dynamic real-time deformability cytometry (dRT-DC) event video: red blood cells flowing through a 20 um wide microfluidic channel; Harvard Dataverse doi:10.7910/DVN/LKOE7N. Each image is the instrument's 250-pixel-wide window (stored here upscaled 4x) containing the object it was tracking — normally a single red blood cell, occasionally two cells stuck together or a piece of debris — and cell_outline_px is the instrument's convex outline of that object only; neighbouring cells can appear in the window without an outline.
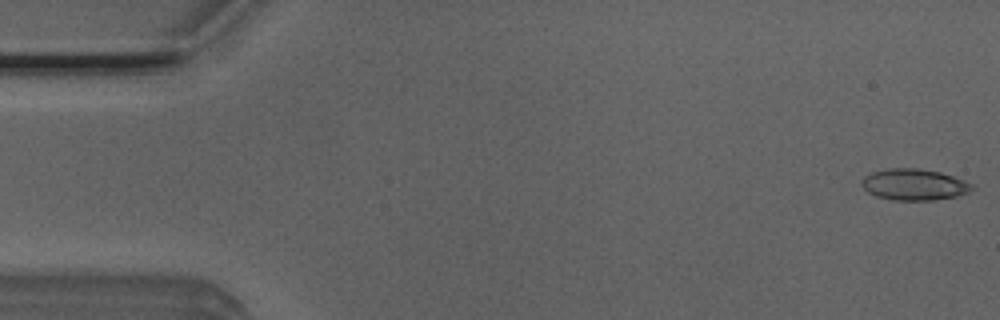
{"species": "Egyptian fruit bat (a non-hibernating species)", "species_latin": "Rousettus aegyptiacus", "temperature_condition": "room temperature", "stored_images_in_passage": 4, "camera_frame_rate_fps": 3000, "um_per_image_px": 0.085, "animal": {"sex": "male"}, "frame": {"image": 1, "passage_image": 1, "time_ms": 0.0, "image_size_px": [1000, 320], "cell_outline_px": [[976, 188], [968, 192], [956, 196], [932, 200], [892, 200], [876, 196], [868, 192], [860, 184], [860, 180], [864, 176], [872, 172], [888, 168], [916, 168], [940, 172], [964, 180], [972, 184]], "centroid_in_image_um": [77.68, 15.68], "position_along_channel_um": 7.3, "area_um2": 20.17}}